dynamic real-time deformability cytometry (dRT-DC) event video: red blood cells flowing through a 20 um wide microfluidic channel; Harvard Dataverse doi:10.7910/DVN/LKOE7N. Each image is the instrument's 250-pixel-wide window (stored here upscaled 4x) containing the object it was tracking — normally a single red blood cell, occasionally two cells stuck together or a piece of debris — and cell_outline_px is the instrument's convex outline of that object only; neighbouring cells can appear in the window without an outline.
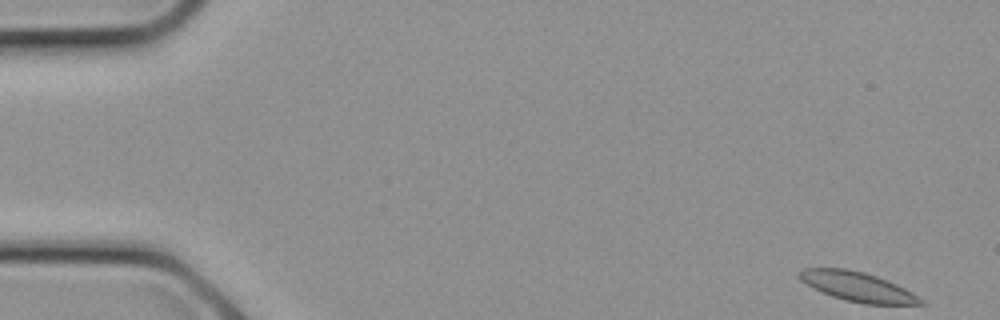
{"species": "common noctule bat (a hibernating species)", "species_latin": "Nyctalus noctula", "temperature_condition": "cold", "stored_images_in_passage": 17, "camera_frame_rate_fps": 3000, "um_per_image_px": 0.085, "animal": {"sex": "female", "body_mass_g": 21.9}, "frame": {"image": 1, "passage_image": 1, "time_ms": 0.0, "image_size_px": [1000, 320], "cell_outline_px": [[924, 304], [864, 304], [844, 300], [832, 296], [812, 288], [800, 280], [796, 276], [796, 272], [804, 268], [848, 268], [864, 272], [876, 276], [896, 284], [912, 292], [924, 300]], "centroid_in_image_um": [72.83, 24.36], "position_along_channel_um": 12.2, "area_um2": 20.92}}
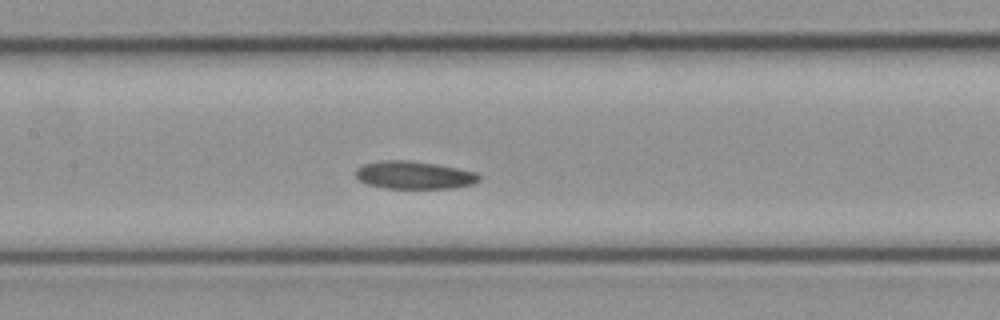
{"frame": {"image": 2, "passage_image": 12, "time_ms": 3.667, "image_size_px": [1000, 320], "cell_outline_px": [[480, 180], [472, 184], [456, 188], [388, 188], [364, 184], [356, 180], [356, 168], [364, 164], [380, 160], [408, 160], [436, 164], [476, 172], [480, 176]], "centroid_in_image_um": [35.16, 14.88], "position_along_channel_um": 172.2, "area_um2": 20.11}}
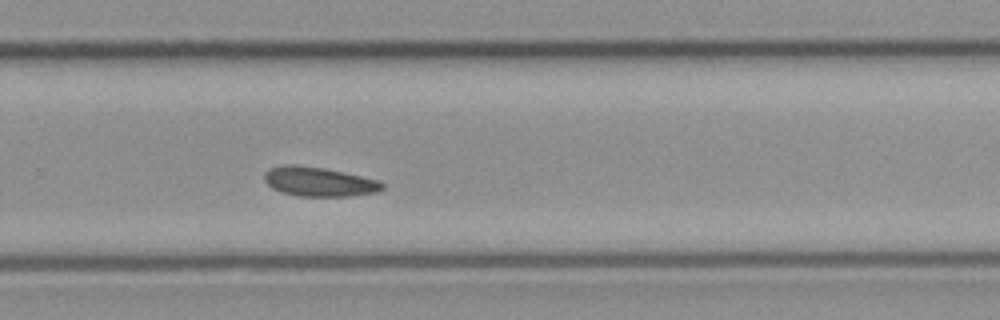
{"frame": {"image": 3, "passage_image": 17, "time_ms": 5.333, "image_size_px": [1000, 320], "cell_outline_px": [[384, 188], [376, 192], [352, 196], [296, 196], [280, 192], [272, 188], [264, 180], [264, 172], [268, 168], [284, 164], [296, 164], [324, 168], [344, 172], [380, 180], [384, 184]], "centroid_in_image_um": [27.09, 15.44], "position_along_channel_um": 302.7, "area_um2": 20.46}}